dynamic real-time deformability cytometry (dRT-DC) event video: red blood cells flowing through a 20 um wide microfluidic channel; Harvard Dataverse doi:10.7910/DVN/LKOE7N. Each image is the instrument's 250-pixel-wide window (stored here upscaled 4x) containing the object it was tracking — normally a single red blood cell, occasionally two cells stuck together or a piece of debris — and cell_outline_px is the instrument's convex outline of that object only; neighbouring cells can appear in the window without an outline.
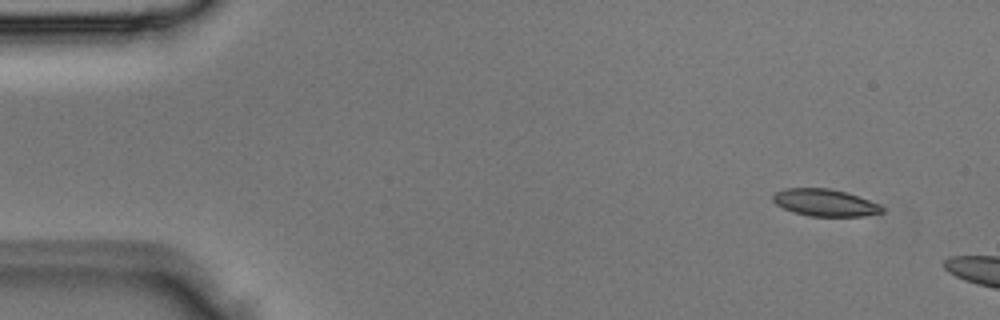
{"species": "Egyptian fruit bat (a non-hibernating species)", "species_latin": "Rousettus aegyptiacus", "temperature_condition": "room temperature", "stored_images_in_passage": 2, "camera_frame_rate_fps": 3000, "um_per_image_px": 0.085, "animal": {"sex": "male"}, "frame": {"image": 1, "passage_image": 1, "time_ms": 0.0, "image_size_px": [1000, 320], "cell_outline_px": [[884, 212], [864, 216], [808, 216], [792, 212], [776, 204], [772, 200], [772, 196], [776, 192], [784, 188], [828, 188], [848, 192], [880, 204], [884, 208]], "centroid_in_image_um": [70.13, 17.22], "position_along_channel_um": 14.9, "area_um2": 17.4}}